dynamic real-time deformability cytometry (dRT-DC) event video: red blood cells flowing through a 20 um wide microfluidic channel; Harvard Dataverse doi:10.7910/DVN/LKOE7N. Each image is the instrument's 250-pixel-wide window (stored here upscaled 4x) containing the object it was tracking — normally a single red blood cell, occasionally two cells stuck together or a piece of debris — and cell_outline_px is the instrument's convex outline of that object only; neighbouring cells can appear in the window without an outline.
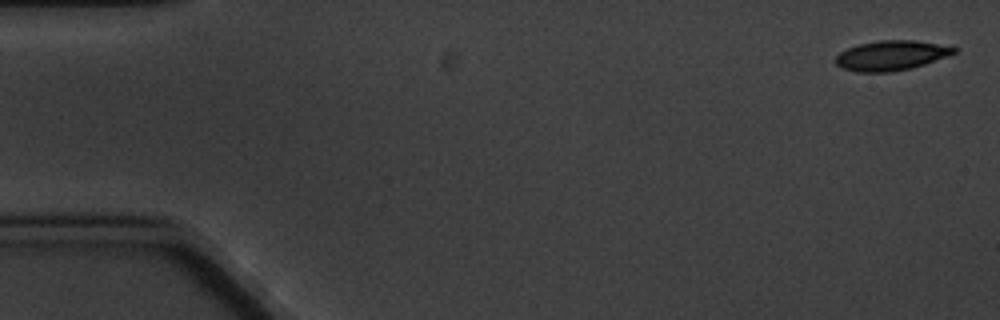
{"species": "common noctule bat (a hibernating species)", "species_latin": "Nyctalus noctula", "temperature_condition": "cold", "stored_images_in_passage": 6, "camera_frame_rate_fps": 3000, "um_per_image_px": 0.085, "animal": {"sex": "male", "body_mass_g": 20.1, "forearm_length_mm": 53.5}, "frame": {"image": 1, "passage_image": 1, "time_ms": 0.0, "image_size_px": [1000, 320], "cell_outline_px": [[956, 52], [924, 64], [912, 68], [892, 72], [856, 72], [840, 68], [836, 64], [836, 56], [840, 52], [848, 48], [860, 44], [880, 40], [912, 40], [936, 44], [956, 48]], "centroid_in_image_um": [75.68, 4.73], "position_along_channel_um": 9.3, "area_um2": 20.29}}
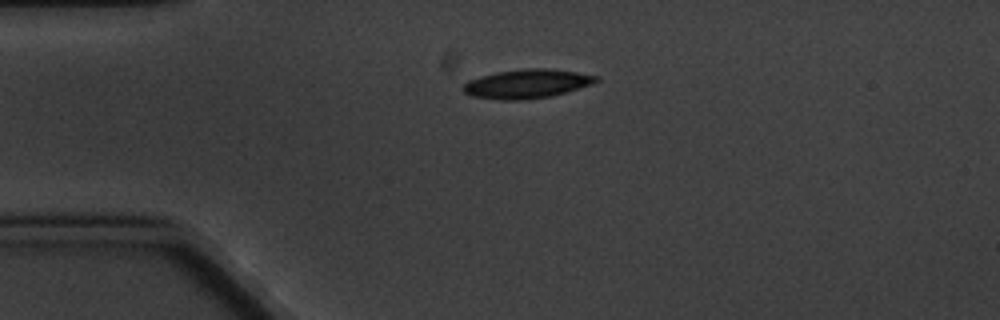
{"frame": {"image": 2, "passage_image": 4, "time_ms": 4.0, "image_size_px": [1000, 320], "cell_outline_px": [[600, 80], [592, 84], [552, 96], [520, 100], [504, 100], [472, 96], [464, 92], [460, 88], [468, 80], [480, 76], [496, 72], [528, 68], [548, 68], [576, 72], [600, 76]], "centroid_in_image_um": [44.79, 7.11], "position_along_channel_um": 40.2, "area_um2": 22.48}}